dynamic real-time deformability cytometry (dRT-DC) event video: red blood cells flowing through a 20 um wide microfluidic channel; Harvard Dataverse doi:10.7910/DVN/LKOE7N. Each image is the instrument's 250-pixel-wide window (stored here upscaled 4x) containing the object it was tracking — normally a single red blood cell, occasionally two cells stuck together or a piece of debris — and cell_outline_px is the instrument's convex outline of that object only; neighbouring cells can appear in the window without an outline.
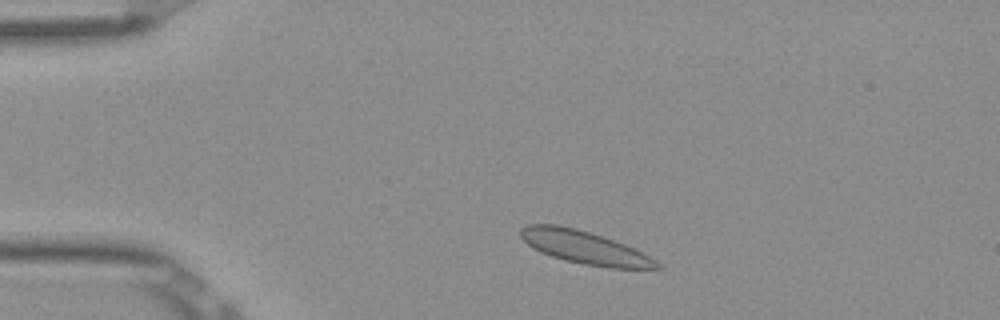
{"species": "Egyptian fruit bat (a non-hibernating species)", "species_latin": "Rousettus aegyptiacus", "temperature_condition": "room temperature", "stored_images_in_passage": 47, "camera_frame_rate_fps": 3000, "um_per_image_px": 0.085, "frame": {"image": 1, "passage_image": 5, "time_ms": 1.333, "image_size_px": [1000, 320], "cell_outline_px": [[668, 268], [664, 272], [608, 268], [584, 264], [564, 260], [540, 252], [532, 248], [520, 236], [520, 228], [528, 224], [560, 224], [576, 228], [624, 244], [656, 260]], "centroid_in_image_um": [49.83, 21.09], "position_along_channel_um": 35.2, "area_um2": 26.88}}
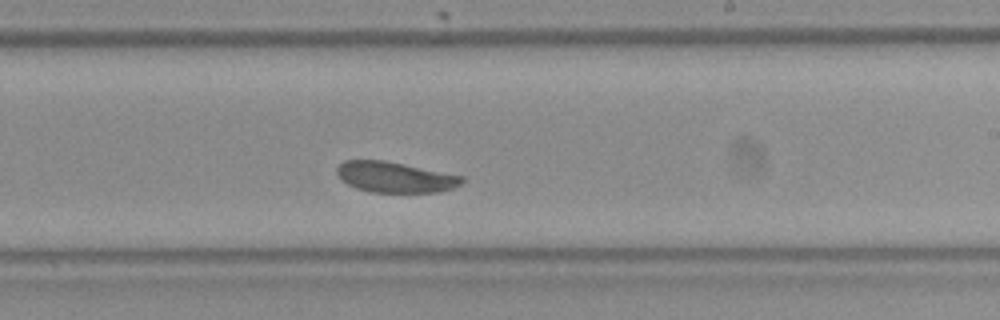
{"frame": {"image": 2, "passage_image": 26, "time_ms": 8.333, "image_size_px": [1000, 320], "cell_outline_px": [[464, 180], [460, 184], [452, 188], [440, 192], [372, 192], [356, 188], [340, 180], [336, 172], [336, 168], [344, 160], [384, 160], [464, 176]], "centroid_in_image_um": [33.55, 15.05], "position_along_channel_um": 255.4, "area_um2": 22.31}}
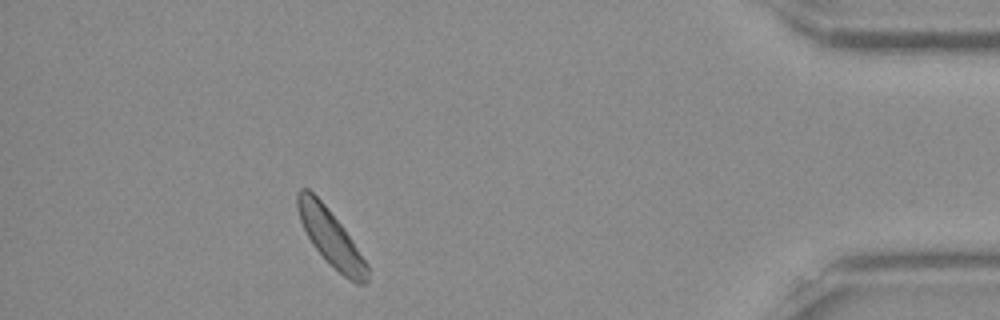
{"frame": {"image": 3, "passage_image": 42, "time_ms": 13.667, "image_size_px": [1000, 320], "cell_outline_px": [[368, 280], [364, 284], [356, 284], [344, 276], [312, 244], [300, 220], [296, 208], [296, 192], [300, 188], [308, 188], [328, 208], [344, 228], [368, 264]], "centroid_in_image_um": [28.1, 20.16], "position_along_channel_um": 407.1, "area_um2": 22.43}, "authors_computed_cell_mechanics": {"area_um2": 23.3512, "velocity_mm_per_s": 3.7898, "shape_relaxation_time_tau1_ms": 5.1584, "shape_relaxation_time_tau2_ms": null, "deformation_change_tau1": 0.0688, "deformation_change_tau2": null}}